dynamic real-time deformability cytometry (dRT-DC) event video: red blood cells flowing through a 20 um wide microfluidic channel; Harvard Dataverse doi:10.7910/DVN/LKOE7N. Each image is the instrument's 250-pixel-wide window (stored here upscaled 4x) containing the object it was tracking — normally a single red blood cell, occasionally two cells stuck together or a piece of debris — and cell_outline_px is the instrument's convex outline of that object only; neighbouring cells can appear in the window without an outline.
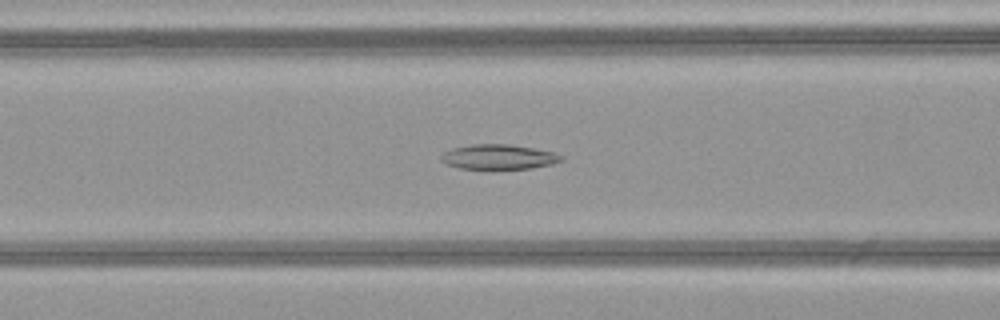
{"species": "common noctule bat (a hibernating species)", "species_latin": "Nyctalus noctula", "temperature_condition": "warm", "stored_images_in_passage": 35, "camera_frame_rate_fps": 3000, "um_per_image_px": 0.085, "animal": {"sex": "female", "body_mass_g": 21.9}, "frame": {"image": 1, "passage_image": 6, "time_ms": 1.667, "image_size_px": [1000, 320], "cell_outline_px": [[564, 160], [552, 164], [532, 168], [492, 172], [460, 168], [444, 164], [440, 160], [440, 156], [444, 152], [452, 148], [472, 144], [508, 144], [532, 148], [552, 152], [564, 156]], "centroid_in_image_um": [42.34, 13.39], "position_along_channel_um": 124.3, "area_um2": 18.32}}
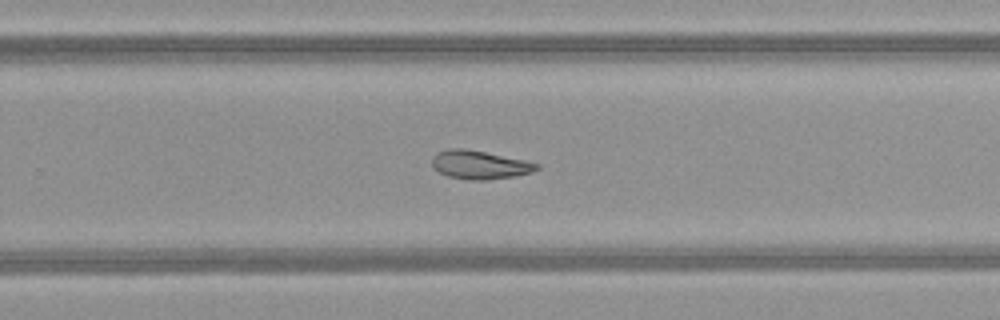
{"frame": {"image": 2, "passage_image": 18, "time_ms": 5.667, "image_size_px": [1000, 320], "cell_outline_px": [[540, 168], [532, 172], [516, 176], [484, 180], [472, 180], [448, 176], [440, 172], [432, 164], [432, 156], [436, 152], [448, 148], [464, 148], [524, 160], [540, 164]], "centroid_in_image_um": [40.77, 14.0], "position_along_channel_um": 289.0, "area_um2": 17.28}}
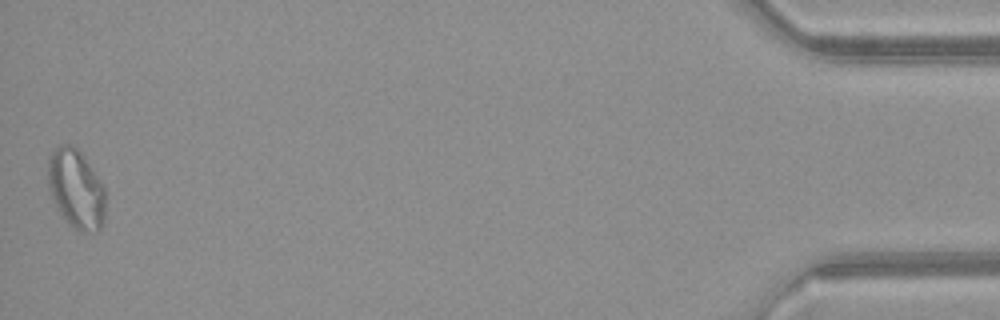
{"frame": {"image": 3, "passage_image": 35, "time_ms": 11.333, "image_size_px": [1000, 320], "cell_outline_px": [[104, 220], [100, 228], [88, 232], [80, 232], [56, 208], [52, 200], [48, 188], [48, 156], [60, 144], [72, 144], [80, 152], [104, 188]], "centroid_in_image_um": [6.43, 16.04], "position_along_channel_um": 428.8, "area_um2": 25.95}, "authors_computed_cell_mechanics": {"area_um2": 17.8602, "velocity_mm_per_s": 4.1241, "shape_relaxation_time_tau1_ms": null, "shape_relaxation_time_tau2_ms": 9.2744, "deformation_change_tau1": null, "deformation_change_tau2": 0.1851}}